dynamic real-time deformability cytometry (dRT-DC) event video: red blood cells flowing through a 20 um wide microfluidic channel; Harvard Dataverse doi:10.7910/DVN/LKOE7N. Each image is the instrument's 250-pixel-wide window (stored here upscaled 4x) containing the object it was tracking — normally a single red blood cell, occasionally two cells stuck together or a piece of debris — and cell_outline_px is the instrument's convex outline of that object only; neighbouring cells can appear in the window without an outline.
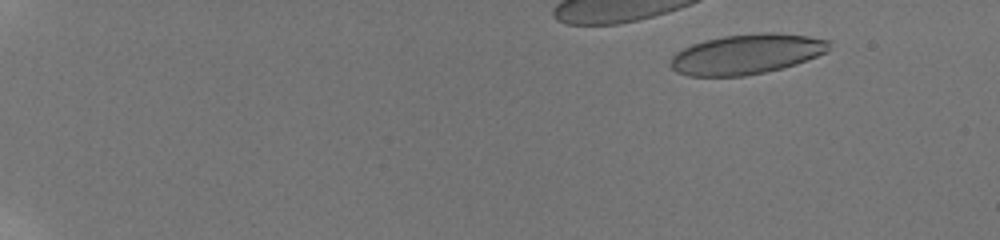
{"species": "human", "species_latin": "Homo sapiens", "temperature_condition": "room temperature", "stored_images_in_passage": 46, "camera_frame_rate_fps": 3000, "um_per_image_px": 0.085, "donor": {"sex": "male"}, "frame": {"image": 1, "passage_image": 25, "time_ms": 2.667, "image_size_px": [1000, 240], "cell_outline_px": [[832, 40], [828, 52], [796, 64], [764, 72], [744, 76], [688, 76], [676, 72], [668, 64], [672, 56], [676, 52], [692, 44], [704, 40], [724, 36], [760, 32], [776, 32], [808, 36]], "centroid_in_image_um": [63.47, 4.59], "position_along_channel_um": 21.5, "area_um2": 37.28}}